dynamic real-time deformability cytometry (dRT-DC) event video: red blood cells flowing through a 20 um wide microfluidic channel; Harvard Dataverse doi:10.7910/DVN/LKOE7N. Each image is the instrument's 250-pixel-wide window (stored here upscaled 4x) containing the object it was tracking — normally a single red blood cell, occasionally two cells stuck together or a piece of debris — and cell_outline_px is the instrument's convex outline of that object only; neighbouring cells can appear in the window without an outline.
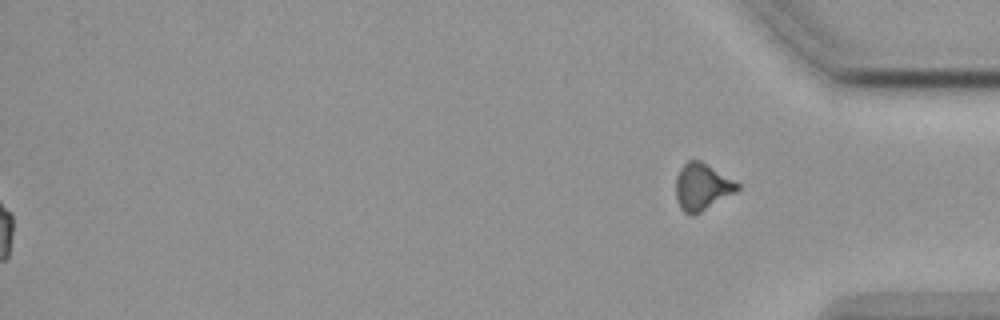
{"species": "common noctule bat (a hibernating species)", "species_latin": "Nyctalus noctula", "temperature_condition": "cold", "stored_images_in_passage": 55, "segment_of_instrument_passage": [2, 2], "camera_frame_rate_fps": 3000, "um_per_image_px": 0.085, "animal": {"sex": "female", "body_mass_g": 19.9}, "frame": {"image": 1, "passage_image": 55, "time_ms": 18.0, "image_size_px": [1000, 320], "cell_outline_px": [[740, 188], [736, 192], [700, 212], [692, 216], [684, 212], [680, 208], [676, 200], [676, 176], [680, 168], [688, 160], [700, 160], [740, 184]], "centroid_in_image_um": [59.65, 15.89], "position_along_channel_um": 375.6, "area_um2": 16.7}}